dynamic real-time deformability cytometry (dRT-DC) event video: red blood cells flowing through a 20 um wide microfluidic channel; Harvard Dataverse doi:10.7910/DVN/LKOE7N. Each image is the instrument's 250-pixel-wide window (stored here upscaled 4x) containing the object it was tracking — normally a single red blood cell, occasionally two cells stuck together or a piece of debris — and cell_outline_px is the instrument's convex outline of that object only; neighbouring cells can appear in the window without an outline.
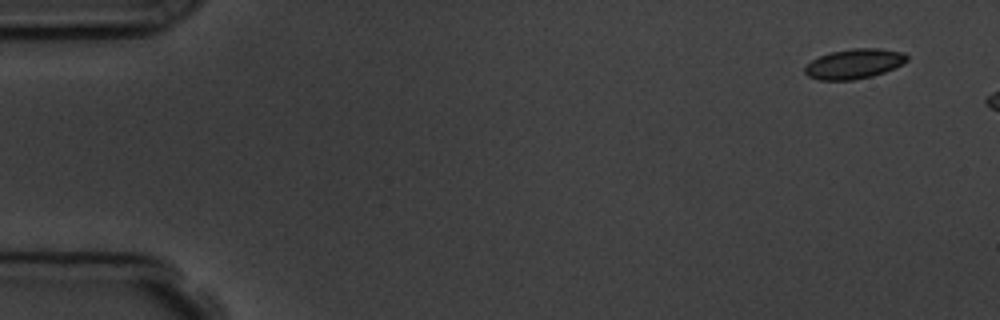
{"species": "common noctule bat (a hibernating species)", "species_latin": "Nyctalus noctula", "temperature_condition": "room temperature", "stored_images_in_passage": 3, "camera_frame_rate_fps": 3000, "um_per_image_px": 0.085, "animal": {"sex": "male", "body_mass_g": 19.5, "forearm_length_mm": 54.6}, "frame": {"image": 1, "passage_image": 1, "time_ms": 0.0, "image_size_px": [1000, 320], "cell_outline_px": [[908, 60], [884, 72], [872, 76], [852, 80], [820, 80], [808, 76], [804, 72], [804, 68], [812, 60], [820, 56], [832, 52], [852, 48], [880, 48], [904, 52], [908, 56]], "centroid_in_image_um": [72.6, 5.42], "position_along_channel_um": 12.4, "area_um2": 17.63}}